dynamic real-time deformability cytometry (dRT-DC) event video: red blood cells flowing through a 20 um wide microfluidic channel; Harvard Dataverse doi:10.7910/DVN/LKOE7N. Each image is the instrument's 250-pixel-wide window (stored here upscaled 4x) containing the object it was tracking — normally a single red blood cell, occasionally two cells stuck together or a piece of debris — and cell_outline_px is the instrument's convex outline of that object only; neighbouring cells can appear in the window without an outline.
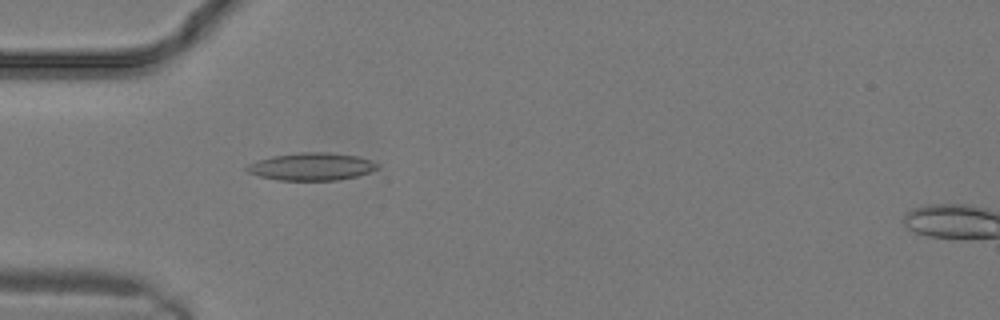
{"species": "common noctule bat (a hibernating species)", "species_latin": "Nyctalus noctula", "temperature_condition": "warm", "stored_images_in_passage": 8, "camera_frame_rate_fps": 3000, "um_per_image_px": 0.085, "animal": {"sex": "male", "body_mass_g": 19.2, "forearm_length_mm": 51.8}, "frame": {"image": 1, "passage_image": 7, "time_ms": 2.0, "image_size_px": [1000, 320], "cell_outline_px": [[380, 164], [376, 168], [368, 172], [356, 176], [336, 180], [280, 180], [260, 176], [248, 172], [244, 168], [248, 164], [256, 160], [272, 156], [300, 152], [328, 152], [356, 156], [372, 160]], "centroid_in_image_um": [26.46, 14.15], "position_along_channel_um": 58.5, "area_um2": 20.87}}